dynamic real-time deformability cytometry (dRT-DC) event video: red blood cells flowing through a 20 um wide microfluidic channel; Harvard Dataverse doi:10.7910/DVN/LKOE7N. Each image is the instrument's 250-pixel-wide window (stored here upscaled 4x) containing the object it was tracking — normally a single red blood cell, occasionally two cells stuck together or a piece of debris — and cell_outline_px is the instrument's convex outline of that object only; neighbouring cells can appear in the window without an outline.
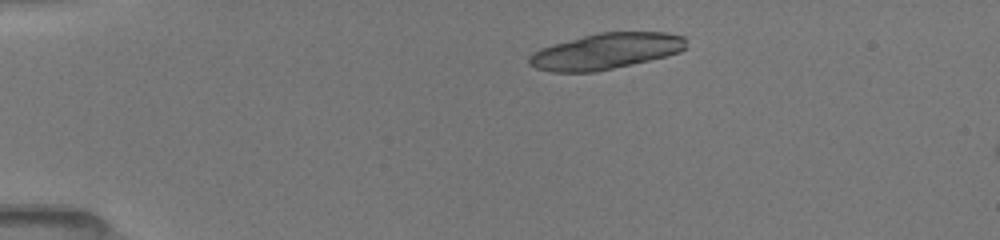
{"species": "common noctule bat (a hibernating species)", "species_latin": "Nyctalus noctula", "temperature_condition": "room temperature", "stored_images_in_passage": 6, "camera_frame_rate_fps": 3000, "um_per_image_px": 0.085, "animal": {"sex": "female", "body_mass_g": 19.5, "forearm_length_mm": 54.1}, "frame": {"image": 1, "passage_image": 1, "time_ms": 0.0, "image_size_px": [1000, 240], "cell_outline_px": [[688, 48], [680, 52], [632, 64], [596, 72], [552, 72], [536, 68], [528, 64], [528, 56], [532, 52], [540, 48], [552, 44], [596, 32], [668, 32], [684, 36]], "centroid_in_image_um": [51.48, 4.35], "position_along_channel_um": 33.5, "area_um2": 33.18}}